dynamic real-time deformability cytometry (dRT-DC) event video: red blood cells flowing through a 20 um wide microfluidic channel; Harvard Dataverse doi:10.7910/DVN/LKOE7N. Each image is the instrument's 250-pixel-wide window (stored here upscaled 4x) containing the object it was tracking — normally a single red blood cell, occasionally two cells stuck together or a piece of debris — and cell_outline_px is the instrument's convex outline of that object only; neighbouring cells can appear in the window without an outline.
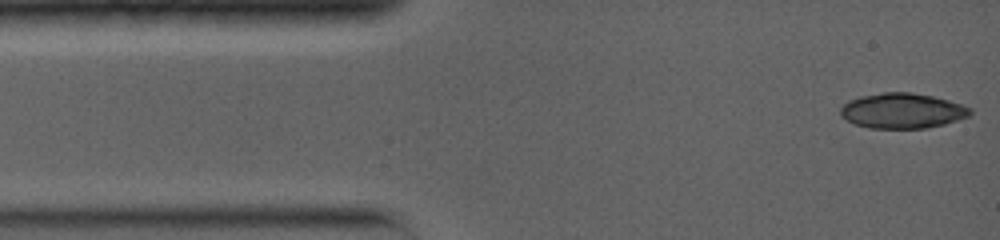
{"species": "common noctule bat (a hibernating species)", "species_latin": "Nyctalus noctula", "temperature_condition": "warm", "stored_images_in_passage": 7, "camera_frame_rate_fps": 5000, "um_per_image_px": 0.085, "animal": {"sex": "female", "body_mass_g": 19.0, "forearm_length_mm": 56.7}, "frame": {"image": 1, "passage_image": 1, "time_ms": 0.0, "image_size_px": [1000, 240], "cell_outline_px": [[972, 112], [968, 116], [944, 124], [924, 128], [868, 128], [856, 124], [840, 116], [840, 108], [848, 100], [860, 96], [884, 92], [912, 92], [932, 96], [964, 104], [972, 108]], "centroid_in_image_um": [76.69, 9.4], "position_along_channel_um": 8.3, "area_um2": 26.65}}